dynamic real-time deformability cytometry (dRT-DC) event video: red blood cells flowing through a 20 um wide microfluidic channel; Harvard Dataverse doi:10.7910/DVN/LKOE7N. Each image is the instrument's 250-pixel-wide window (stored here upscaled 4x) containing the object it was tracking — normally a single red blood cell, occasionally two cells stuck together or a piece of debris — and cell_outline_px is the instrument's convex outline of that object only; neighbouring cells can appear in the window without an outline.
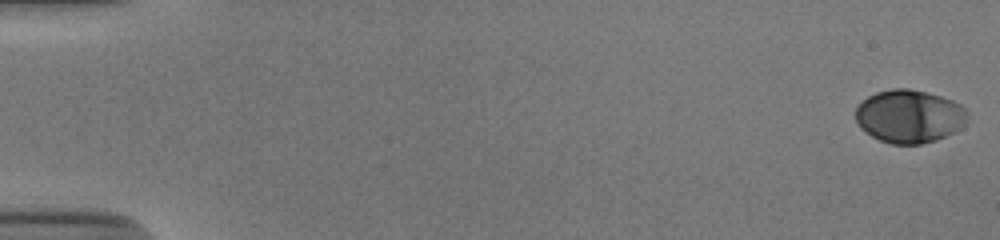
{"species": "human", "species_latin": "Homo sapiens", "temperature_condition": "cold", "stored_images_in_passage": 54, "camera_frame_rate_fps": 3000, "um_per_image_px": 0.085, "donor": {"sex": "male"}, "frame": {"image": 1, "passage_image": 1, "time_ms": 0.0, "image_size_px": [1000, 240], "cell_outline_px": [[968, 112], [964, 124], [960, 128], [936, 140], [920, 144], [892, 144], [880, 140], [872, 136], [860, 128], [856, 120], [856, 108], [868, 96], [876, 92], [892, 88], [908, 88], [928, 92], [952, 100], [960, 104]], "centroid_in_image_um": [77.28, 9.87], "position_along_channel_um": 7.7, "area_um2": 34.51}}
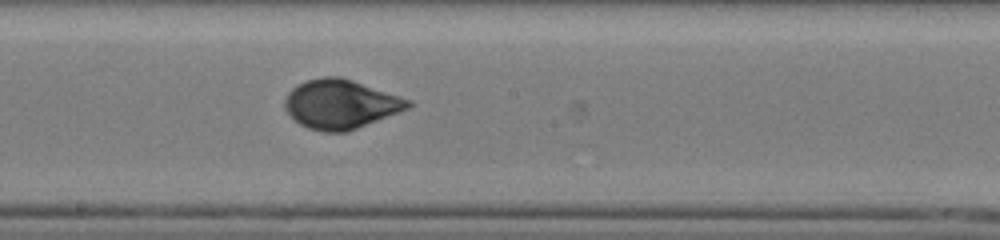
{"frame": {"image": 2, "passage_image": 31, "time_ms": 10.0, "image_size_px": [1000, 240], "cell_outline_px": [[412, 104], [408, 108], [348, 132], [324, 132], [308, 128], [300, 124], [284, 108], [284, 100], [288, 92], [292, 88], [304, 80], [324, 76], [340, 76], [412, 100]], "centroid_in_image_um": [28.93, 8.84], "position_along_channel_um": 219.3, "area_um2": 35.2}}
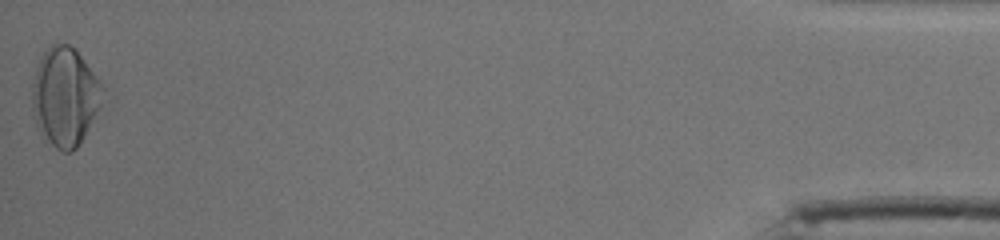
{"frame": {"image": 3, "passage_image": 54, "time_ms": 17.667, "image_size_px": [1000, 240], "cell_outline_px": [[108, 100], [76, 148], [72, 152], [64, 152], [56, 148], [44, 140], [36, 128], [32, 108], [32, 84], [36, 68], [44, 52], [52, 44], [68, 44], [76, 48], [100, 80], [108, 96]], "centroid_in_image_um": [5.58, 8.24], "position_along_channel_um": 429.6, "area_um2": 41.73}, "authors_computed_cell_mechanics": {"area_um2": 34.5933, "velocity_mm_per_s": 3.8747, "shape_relaxation_time_tau1_ms": 3.4293, "shape_relaxation_time_tau2_ms": null, "deformation_change_tau1": 0.1585, "deformation_change_tau2": null}}